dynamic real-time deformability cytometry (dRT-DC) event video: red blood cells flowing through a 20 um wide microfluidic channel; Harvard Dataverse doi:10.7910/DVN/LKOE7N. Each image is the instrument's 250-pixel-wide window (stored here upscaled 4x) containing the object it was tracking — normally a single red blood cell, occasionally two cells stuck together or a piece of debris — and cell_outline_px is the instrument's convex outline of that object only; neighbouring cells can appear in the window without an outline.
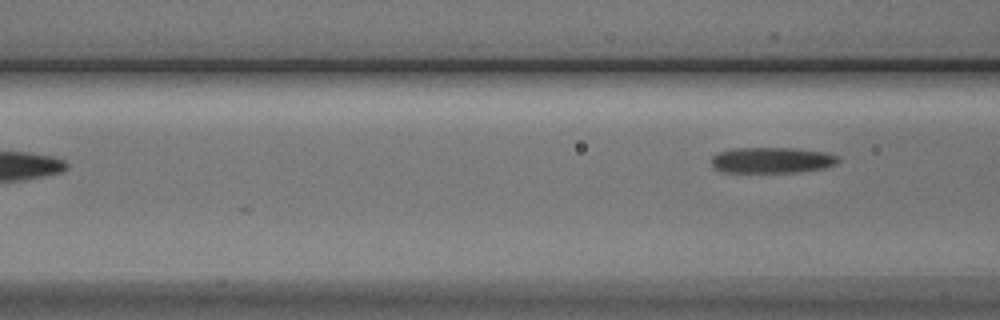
{"species": "Egyptian fruit bat (a non-hibernating species)", "species_latin": "Rousettus aegyptiacus", "temperature_condition": "cold", "stored_images_in_passage": 8, "camera_frame_rate_fps": 3000, "um_per_image_px": 0.085, "animal": {"sex": "male"}, "frame": {"image": 1, "passage_image": 8, "time_ms": 8.333, "image_size_px": [1000, 320], "cell_outline_px": [[840, 160], [836, 164], [824, 168], [800, 172], [720, 172], [712, 168], [712, 156], [720, 152], [732, 148], [792, 148], [828, 152], [840, 156]], "centroid_in_image_um": [65.63, 13.62], "position_along_channel_um": 101.0, "area_um2": 19.36}}